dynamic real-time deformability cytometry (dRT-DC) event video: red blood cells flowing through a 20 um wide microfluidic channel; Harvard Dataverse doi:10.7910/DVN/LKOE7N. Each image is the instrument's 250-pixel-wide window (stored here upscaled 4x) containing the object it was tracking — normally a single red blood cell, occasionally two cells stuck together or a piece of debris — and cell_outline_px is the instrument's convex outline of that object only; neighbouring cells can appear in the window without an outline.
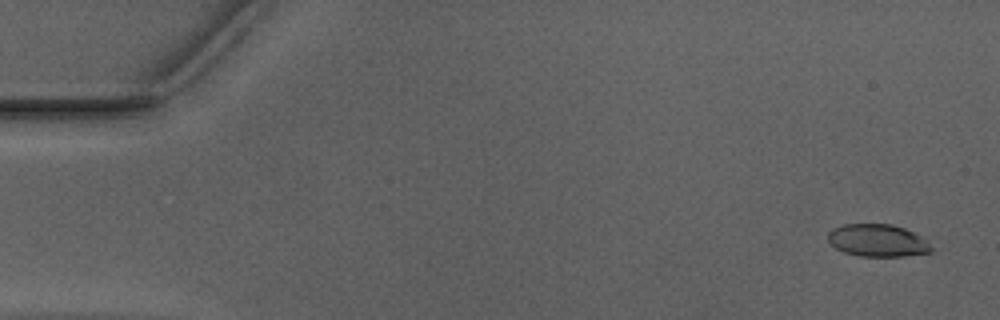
{"species": "Egyptian fruit bat (a non-hibernating species)", "species_latin": "Rousettus aegyptiacus", "temperature_condition": "warm", "stored_images_in_passage": 48, "camera_frame_rate_fps": 3000, "um_per_image_px": 0.085, "animal": {"sex": "male"}, "frame": {"image": 1, "passage_image": 3, "time_ms": 0.667, "image_size_px": [1000, 320], "cell_outline_px": [[932, 252], [904, 256], [860, 256], [844, 252], [836, 248], [828, 240], [828, 232], [832, 228], [844, 224], [892, 224], [904, 228], [920, 236], [932, 248]], "centroid_in_image_um": [74.57, 20.43], "position_along_channel_um": 10.4, "area_um2": 19.36}}
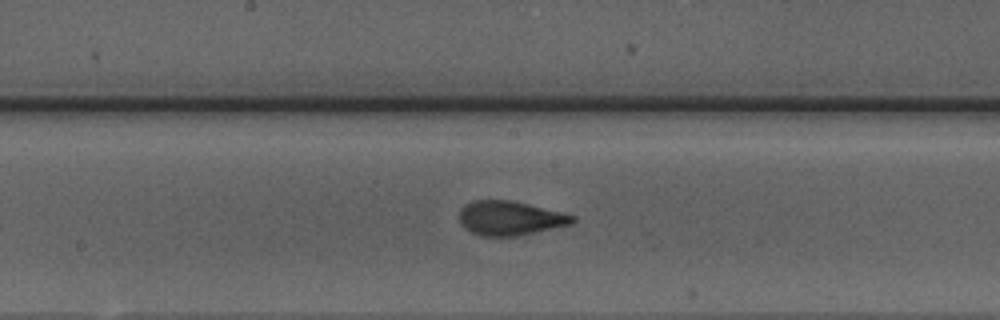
{"frame": {"image": 2, "passage_image": 28, "time_ms": 9.0, "image_size_px": [1000, 320], "cell_outline_px": [[576, 220], [572, 224], [516, 236], [480, 236], [464, 228], [460, 224], [460, 208], [464, 204], [472, 200], [508, 200], [528, 204], [576, 216]], "centroid_in_image_um": [43.32, 18.54], "position_along_channel_um": 204.9, "area_um2": 22.54}}
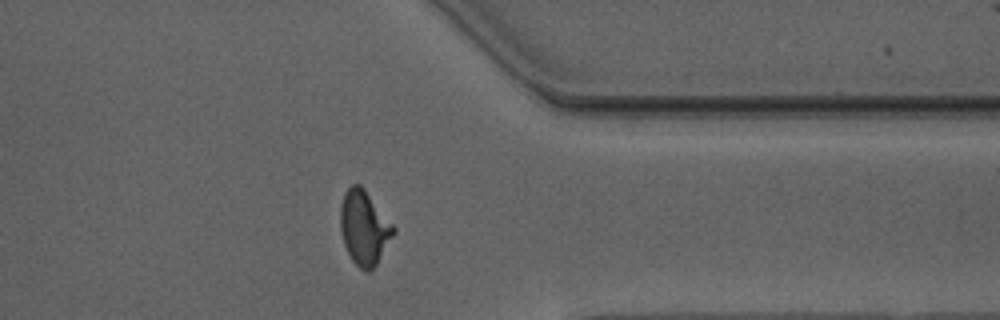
{"frame": {"image": 3, "passage_image": 42, "time_ms": 13.667, "image_size_px": [1000, 320], "cell_outline_px": [[396, 232], [376, 264], [368, 272], [360, 268], [352, 260], [344, 244], [340, 228], [340, 204], [344, 192], [352, 184], [360, 184], [364, 188], [396, 228]], "centroid_in_image_um": [30.95, 19.33], "position_along_channel_um": 380.5, "area_um2": 22.89}, "authors_computed_cell_mechanics": {"area_um2": 21.8484, "velocity_mm_per_s": 3.96, "shape_relaxation_time_tau1_ms": 4.1709, "shape_relaxation_time_tau2_ms": 0.7951, "deformation_change_tau1": 0.1815, "deformation_change_tau2": 0.0693}}